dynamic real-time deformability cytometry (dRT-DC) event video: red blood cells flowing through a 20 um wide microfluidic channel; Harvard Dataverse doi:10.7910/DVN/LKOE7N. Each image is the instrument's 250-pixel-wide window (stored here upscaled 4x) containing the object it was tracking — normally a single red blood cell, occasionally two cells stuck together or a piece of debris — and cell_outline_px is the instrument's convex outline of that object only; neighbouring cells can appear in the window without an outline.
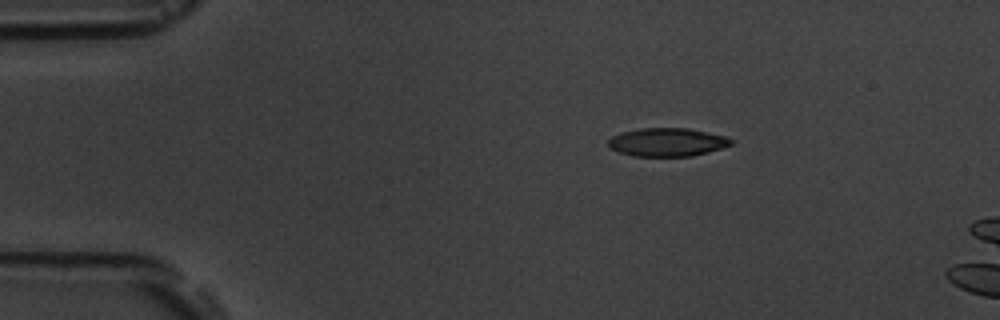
{"species": "common noctule bat (a hibernating species)", "species_latin": "Nyctalus noctula", "temperature_condition": "room temperature", "stored_images_in_passage": 3, "camera_frame_rate_fps": 3000, "um_per_image_px": 0.085, "animal": {"sex": "male", "body_mass_g": 19.5, "forearm_length_mm": 54.6}, "frame": {"image": 1, "passage_image": 1, "time_ms": 0.0, "image_size_px": [1000, 320], "cell_outline_px": [[736, 140], [732, 144], [708, 152], [692, 156], [632, 156], [608, 148], [608, 140], [612, 136], [624, 132], [640, 128], [688, 128], [724, 136]], "centroid_in_image_um": [56.71, 12.09], "position_along_channel_um": 28.3, "area_um2": 20.23}}